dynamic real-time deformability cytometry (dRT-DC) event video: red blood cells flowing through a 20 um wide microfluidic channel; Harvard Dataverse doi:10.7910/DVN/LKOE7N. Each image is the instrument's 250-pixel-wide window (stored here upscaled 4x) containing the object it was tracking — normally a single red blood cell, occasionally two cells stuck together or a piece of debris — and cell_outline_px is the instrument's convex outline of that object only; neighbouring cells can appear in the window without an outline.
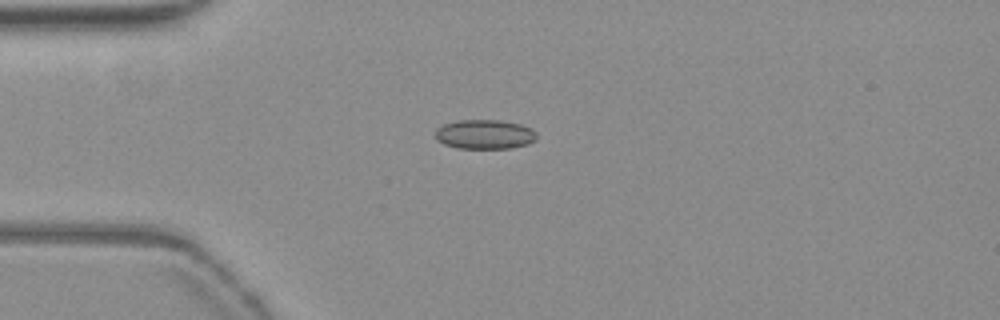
{"species": "common noctule bat (a hibernating species)", "species_latin": "Nyctalus noctula", "temperature_condition": "warm", "stored_images_in_passage": 41, "camera_frame_rate_fps": 3000, "um_per_image_px": 0.085, "animal": {"sex": "female", "body_mass_g": 19.3, "forearm_length_mm": 54.1}, "frame": {"image": 1, "passage_image": 1, "time_ms": 0.0, "image_size_px": [1000, 320], "cell_outline_px": [[536, 140], [528, 144], [512, 148], [456, 148], [444, 144], [436, 140], [436, 128], [444, 124], [460, 120], [500, 120], [520, 124], [532, 128], [536, 132]], "centroid_in_image_um": [41.21, 11.42], "position_along_channel_um": 43.8, "area_um2": 17.46}}
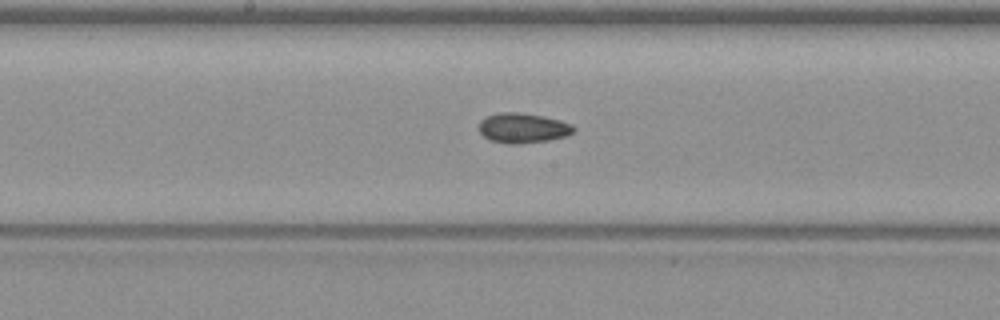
{"frame": {"image": 2, "passage_image": 15, "time_ms": 4.667, "image_size_px": [1000, 320], "cell_outline_px": [[576, 128], [572, 132], [564, 136], [548, 140], [516, 144], [508, 144], [488, 140], [480, 132], [480, 120], [488, 116], [500, 112], [520, 112], [544, 116], [560, 120], [572, 124]], "centroid_in_image_um": [44.43, 10.87], "position_along_channel_um": 203.8, "area_um2": 16.47}}
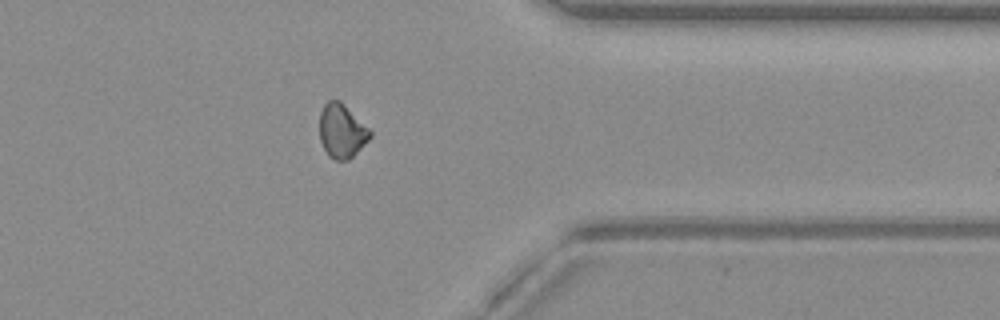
{"frame": {"image": 3, "passage_image": 30, "time_ms": 9.667, "image_size_px": [1000, 320], "cell_outline_px": [[372, 136], [348, 160], [336, 160], [328, 156], [320, 140], [320, 112], [324, 104], [328, 100], [340, 100], [372, 132]], "centroid_in_image_um": [29.03, 11.13], "position_along_channel_um": 382.4, "area_um2": 15.66}}